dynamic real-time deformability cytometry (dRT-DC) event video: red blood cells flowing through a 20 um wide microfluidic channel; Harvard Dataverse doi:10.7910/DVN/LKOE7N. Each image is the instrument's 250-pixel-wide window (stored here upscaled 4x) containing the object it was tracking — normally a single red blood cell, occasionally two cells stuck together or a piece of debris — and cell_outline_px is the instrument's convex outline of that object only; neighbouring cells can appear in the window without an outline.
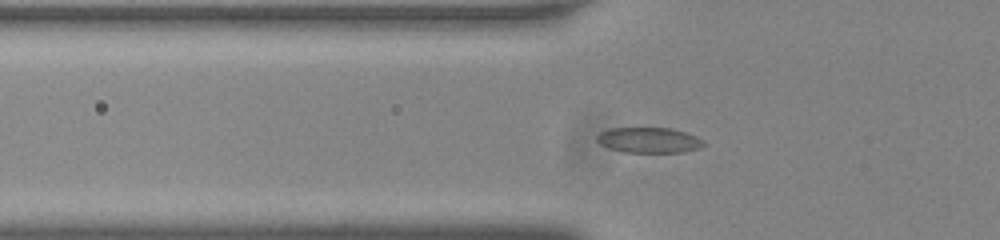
{"species": "common noctule bat (a hibernating species)", "species_latin": "Nyctalus noctula", "temperature_condition": "room temperature", "stored_images_in_passage": 43, "camera_frame_rate_fps": 3000, "um_per_image_px": 0.085, "animal": {"sex": "male", "body_mass_g": 20.0, "forearm_length_mm": 53.3}, "frame": {"image": 1, "passage_image": 8, "time_ms": 2.333, "image_size_px": [1000, 240], "cell_outline_px": [[704, 144], [700, 148], [684, 152], [624, 152], [608, 148], [600, 144], [596, 140], [596, 136], [600, 132], [608, 128], [672, 128], [696, 136], [704, 140]], "centroid_in_image_um": [55.14, 11.91], "position_along_channel_um": 70.7, "area_um2": 15.9}}
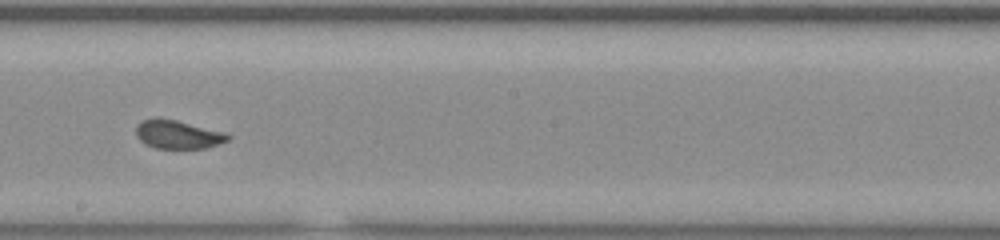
{"frame": {"image": 2, "passage_image": 21, "time_ms": 6.667, "image_size_px": [1000, 240], "cell_outline_px": [[232, 136], [228, 140], [204, 148], [156, 148], [144, 144], [136, 136], [136, 124], [144, 120], [156, 116], [176, 120], [224, 132]], "centroid_in_image_um": [15.06, 11.41], "position_along_channel_um": 233.1, "area_um2": 15.26}}
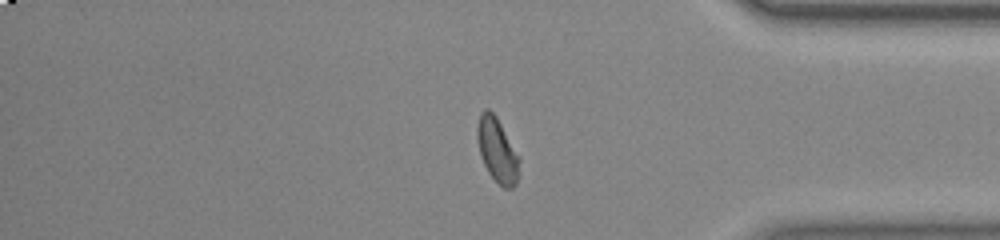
{"frame": {"image": 3, "passage_image": 35, "time_ms": 11.333, "image_size_px": [1000, 240], "cell_outline_px": [[520, 160], [516, 184], [512, 188], [504, 188], [488, 172], [480, 156], [476, 136], [476, 128], [480, 112], [484, 108], [488, 108], [496, 116], [520, 156]], "centroid_in_image_um": [42.25, 12.73], "position_along_channel_um": 392.9, "area_um2": 15.9}}